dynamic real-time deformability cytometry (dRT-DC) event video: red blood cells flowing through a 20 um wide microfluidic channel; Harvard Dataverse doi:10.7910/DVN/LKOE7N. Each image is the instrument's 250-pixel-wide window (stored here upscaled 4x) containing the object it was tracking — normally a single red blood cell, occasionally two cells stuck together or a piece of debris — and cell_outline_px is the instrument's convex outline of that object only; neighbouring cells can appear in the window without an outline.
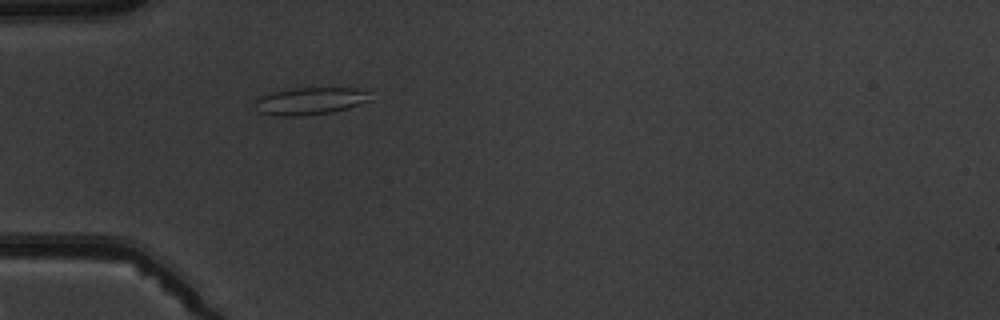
{"species": "common noctule bat (a hibernating species)", "species_latin": "Nyctalus noctula", "temperature_condition": "warm", "stored_images_in_passage": 5, "camera_frame_rate_fps": 3000, "um_per_image_px": 0.085, "animal": {"sex": "male", "body_mass_g": 19.5, "forearm_length_mm": 54.6}, "frame": {"image": 1, "passage_image": 5, "time_ms": 4.333, "image_size_px": [1000, 320], "cell_outline_px": [[372, 100], [348, 108], [332, 112], [300, 116], [276, 116], [260, 112], [256, 100], [260, 96], [272, 92], [296, 88], [356, 88], [368, 92]], "centroid_in_image_um": [26.4, 8.59], "position_along_channel_um": 58.6, "area_um2": 18.15}}